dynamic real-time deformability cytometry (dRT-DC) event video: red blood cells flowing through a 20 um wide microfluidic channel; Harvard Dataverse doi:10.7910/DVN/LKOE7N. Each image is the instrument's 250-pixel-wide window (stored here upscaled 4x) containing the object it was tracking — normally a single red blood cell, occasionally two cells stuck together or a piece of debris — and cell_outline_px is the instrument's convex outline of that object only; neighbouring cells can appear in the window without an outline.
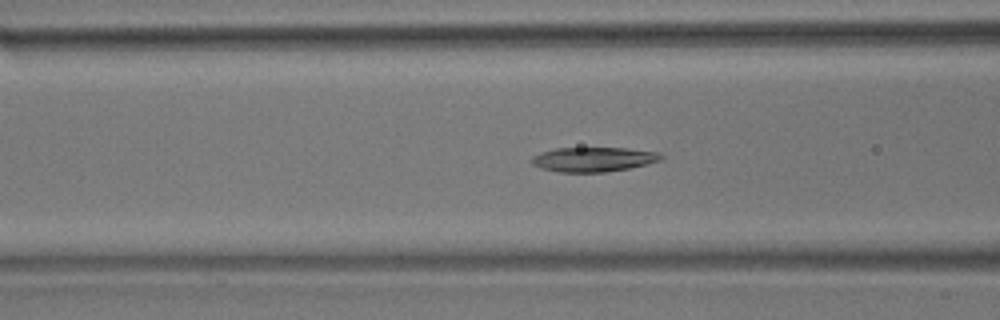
{"species": "common noctule bat (a hibernating species)", "species_latin": "Nyctalus noctula", "temperature_condition": "room temperature", "stored_images_in_passage": 52, "camera_frame_rate_fps": 3000, "um_per_image_px": 0.085, "animal": {"sex": "male", "body_mass_g": 17.9}, "frame": {"image": 1, "passage_image": 19, "time_ms": 6.0, "image_size_px": [1000, 320], "cell_outline_px": [[664, 156], [660, 160], [628, 168], [604, 172], [560, 172], [540, 168], [532, 164], [532, 156], [556, 148], [628, 148], [660, 152]], "centroid_in_image_um": [50.45, 13.54], "position_along_channel_um": 116.1, "area_um2": 18.32}}
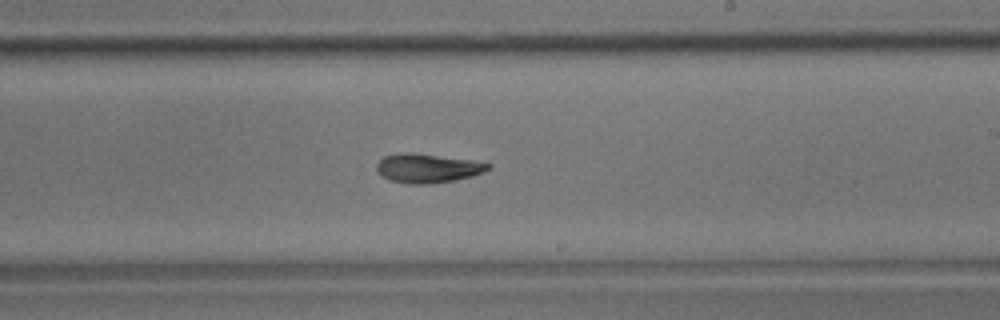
{"frame": {"image": 2, "passage_image": 30, "time_ms": 9.667, "image_size_px": [1000, 320], "cell_outline_px": [[492, 168], [484, 172], [472, 176], [432, 184], [408, 184], [388, 180], [376, 172], [376, 164], [384, 156], [404, 152], [408, 152], [472, 160], [492, 164]], "centroid_in_image_um": [36.32, 14.31], "position_along_channel_um": 252.7, "area_um2": 18.96}}
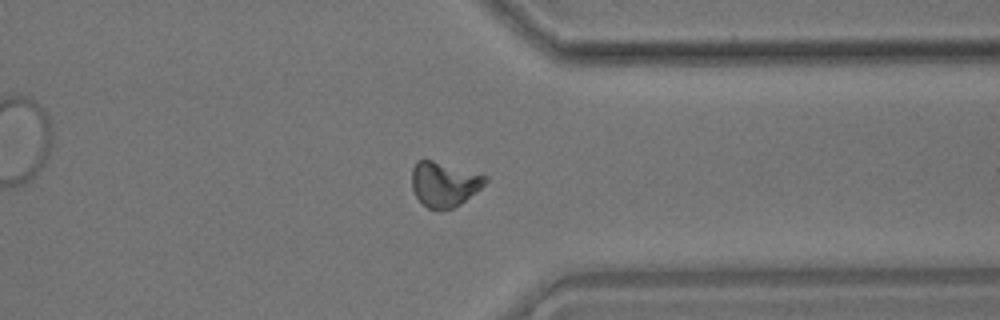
{"frame": {"image": 3, "passage_image": 40, "time_ms": 13.0, "image_size_px": [1000, 320], "cell_outline_px": [[488, 180], [476, 192], [460, 204], [452, 208], [428, 208], [416, 196], [412, 188], [412, 168], [416, 160], [432, 160], [488, 176]], "centroid_in_image_um": [37.75, 15.63], "position_along_channel_um": 373.7, "area_um2": 18.84}, "authors_computed_cell_mechanics": {"area_um2": 18.8428, "velocity_mm_per_s": 3.7288, "shape_relaxation_time_tau1_ms": 8.2644, "shape_relaxation_time_tau2_ms": 4.7704, "deformation_change_tau1": 0.2224, "deformation_change_tau2": 0.1313}}